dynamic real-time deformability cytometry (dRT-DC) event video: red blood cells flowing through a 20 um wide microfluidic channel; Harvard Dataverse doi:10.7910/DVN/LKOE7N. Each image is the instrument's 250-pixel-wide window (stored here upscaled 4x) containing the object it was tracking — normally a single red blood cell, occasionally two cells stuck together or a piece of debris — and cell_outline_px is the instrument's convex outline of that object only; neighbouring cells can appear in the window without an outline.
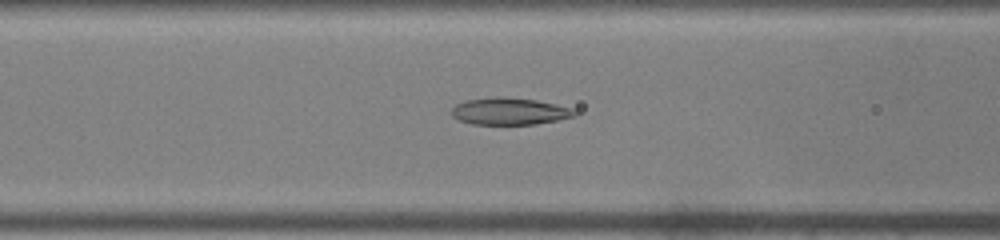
{"species": "common noctule bat (a hibernating species)", "species_latin": "Nyctalus noctula", "temperature_condition": "warm", "stored_images_in_passage": 38, "camera_frame_rate_fps": 3000, "um_per_image_px": 0.085, "animal": {"sex": "male", "body_mass_g": 19.0, "forearm_length_mm": 50.8}, "frame": {"image": 1, "passage_image": 9, "time_ms": 2.667, "image_size_px": [1000, 240], "cell_outline_px": [[576, 116], [536, 124], [472, 124], [460, 120], [452, 116], [452, 108], [456, 104], [468, 100], [496, 96], [536, 100], [572, 108], [576, 112]], "centroid_in_image_um": [43.31, 9.46], "position_along_channel_um": 123.3, "area_um2": 19.13}}
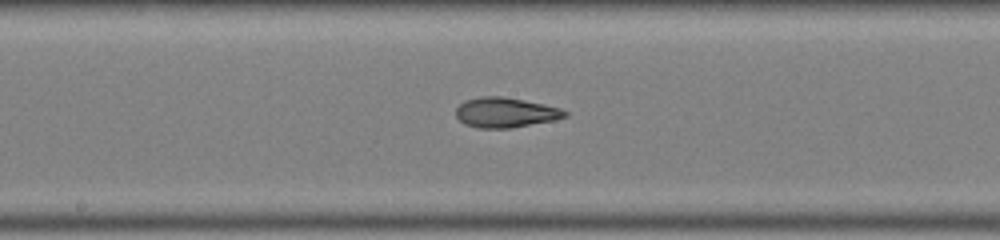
{"frame": {"image": 2, "passage_image": 15, "time_ms": 4.667, "image_size_px": [1000, 240], "cell_outline_px": [[568, 116], [556, 120], [512, 128], [476, 128], [464, 124], [456, 116], [456, 108], [464, 100], [480, 96], [500, 96], [524, 100], [544, 104], [560, 108], [568, 112]], "centroid_in_image_um": [42.97, 9.57], "position_along_channel_um": 205.2, "area_um2": 19.25}}
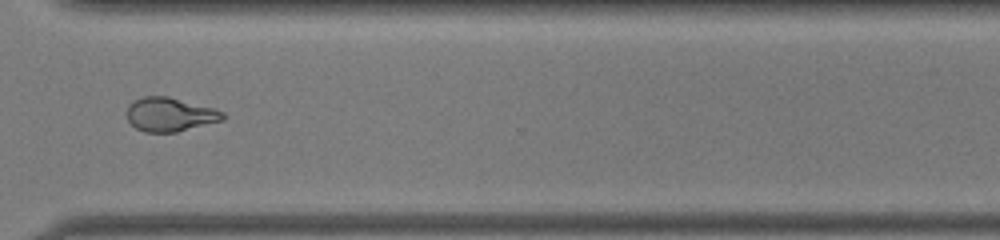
{"frame": {"image": 3, "passage_image": 26, "time_ms": 8.333, "image_size_px": [1000, 240], "cell_outline_px": [[224, 120], [176, 132], [144, 132], [136, 128], [128, 120], [128, 104], [144, 96], [168, 96], [216, 108], [224, 112]], "centroid_in_image_um": [14.48, 9.72], "position_along_channel_um": 356.1, "area_um2": 18.96}, "authors_computed_cell_mechanics": {"area_um2": 19.3052, "velocity_mm_per_s": 4.1106, "shape_relaxation_time_tau1_ms": null, "shape_relaxation_time_tau2_ms": 1.8688, "deformation_change_tau1": null, "deformation_change_tau2": 0.0849}}